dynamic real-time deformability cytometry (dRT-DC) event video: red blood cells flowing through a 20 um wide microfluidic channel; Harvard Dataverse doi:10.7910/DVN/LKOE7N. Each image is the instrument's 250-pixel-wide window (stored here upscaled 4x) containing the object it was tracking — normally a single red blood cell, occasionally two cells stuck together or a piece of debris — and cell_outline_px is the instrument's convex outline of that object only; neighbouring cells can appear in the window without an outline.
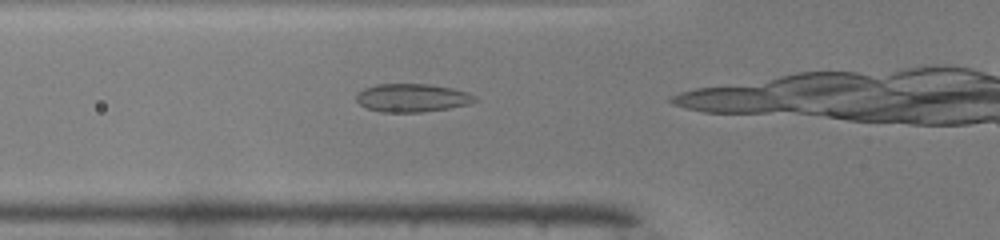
{"species": "common noctule bat (a hibernating species)", "species_latin": "Nyctalus noctula", "temperature_condition": "warm", "stored_images_in_passage": 6, "camera_frame_rate_fps": 3000, "um_per_image_px": 0.085, "animal": {"sex": "male", "body_mass_g": 19.0, "forearm_length_mm": 50.8}, "frame": {"image": 1, "passage_image": 3, "time_ms": 0.667, "image_size_px": [1000, 240], "cell_outline_px": [[480, 100], [468, 104], [448, 108], [420, 112], [380, 112], [368, 108], [360, 104], [356, 100], [356, 96], [364, 88], [376, 84], [428, 84], [452, 88], [468, 92], [476, 96]], "centroid_in_image_um": [35.06, 8.31], "position_along_channel_um": 90.7, "area_um2": 19.48}}